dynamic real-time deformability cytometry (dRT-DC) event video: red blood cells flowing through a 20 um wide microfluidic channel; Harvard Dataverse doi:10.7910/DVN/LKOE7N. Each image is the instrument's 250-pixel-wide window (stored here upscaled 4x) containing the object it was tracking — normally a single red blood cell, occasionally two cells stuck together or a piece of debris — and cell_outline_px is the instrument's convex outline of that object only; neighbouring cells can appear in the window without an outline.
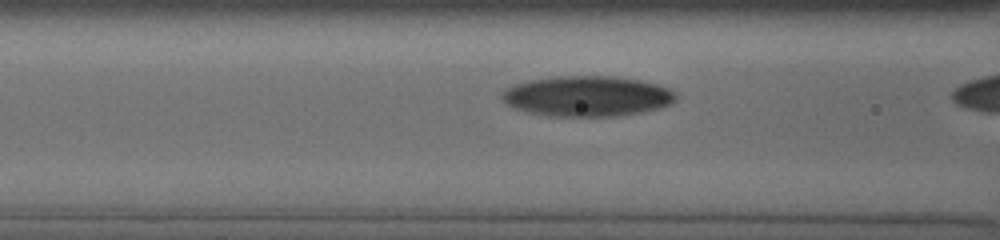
{"species": "human", "species_latin": "Homo sapiens", "temperature_condition": "cold", "stored_images_in_passage": 22, "camera_frame_rate_fps": 3000, "um_per_image_px": 0.085, "donor": {"sex": "male"}, "frame": {"image": 1, "passage_image": 12, "time_ms": 2.333, "image_size_px": [1000, 240], "cell_outline_px": [[676, 100], [672, 104], [660, 108], [640, 112], [616, 116], [548, 116], [528, 112], [516, 108], [508, 104], [500, 96], [504, 88], [528, 80], [552, 76], [612, 76], [640, 80], [660, 84], [676, 92]], "centroid_in_image_um": [49.93, 8.16], "position_along_channel_um": 116.7, "area_um2": 41.21}}
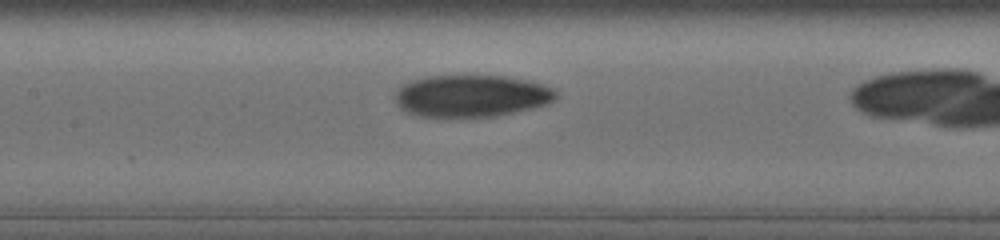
{"frame": {"image": 2, "passage_image": 18, "time_ms": 3.667, "image_size_px": [1000, 240], "cell_outline_px": [[556, 96], [552, 100], [544, 104], [512, 112], [492, 116], [420, 116], [408, 112], [400, 108], [396, 104], [396, 88], [408, 80], [428, 76], [508, 76], [540, 84], [552, 88], [556, 92]], "centroid_in_image_um": [39.97, 8.13], "position_along_channel_um": 167.4, "area_um2": 38.78}}